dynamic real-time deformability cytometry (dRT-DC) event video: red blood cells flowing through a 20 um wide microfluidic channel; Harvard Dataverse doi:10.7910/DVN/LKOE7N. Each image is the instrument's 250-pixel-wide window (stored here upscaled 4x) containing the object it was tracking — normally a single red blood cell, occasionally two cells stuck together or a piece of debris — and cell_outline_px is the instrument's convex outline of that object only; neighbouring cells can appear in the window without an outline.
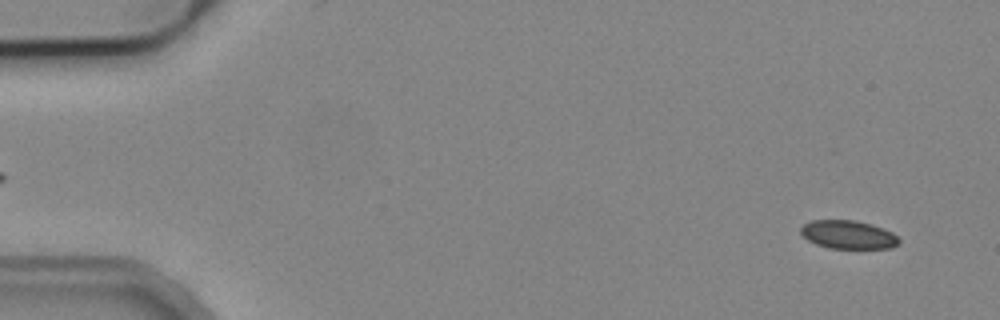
{"species": "common noctule bat (a hibernating species)", "species_latin": "Nyctalus noctula", "temperature_condition": "cold", "stored_images_in_passage": 5, "segment_of_instrument_passage": [2, 2], "camera_frame_rate_fps": 3000, "um_per_image_px": 0.085, "animal": {"sex": "male", "body_mass_g": 19.2, "forearm_length_mm": 51.8}, "frame": {"image": 1, "passage_image": 5, "time_ms": 6.333, "image_size_px": [1000, 320], "cell_outline_px": [[900, 240], [892, 248], [828, 248], [816, 244], [808, 240], [800, 232], [800, 228], [804, 224], [812, 220], [856, 220], [872, 224], [892, 232]], "centroid_in_image_um": [72.08, 19.94], "position_along_channel_um": 12.9, "area_um2": 16.18}}